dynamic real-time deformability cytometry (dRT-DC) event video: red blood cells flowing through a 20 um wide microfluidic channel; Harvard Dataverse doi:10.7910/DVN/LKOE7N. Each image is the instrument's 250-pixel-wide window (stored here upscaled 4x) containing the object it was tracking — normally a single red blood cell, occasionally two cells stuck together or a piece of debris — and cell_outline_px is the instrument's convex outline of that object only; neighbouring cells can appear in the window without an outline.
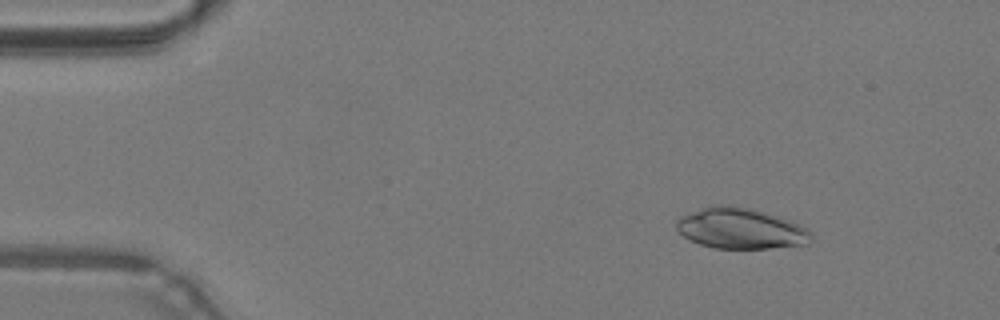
{"species": "common noctule bat (a hibernating species)", "species_latin": "Nyctalus noctula", "temperature_condition": "warm", "stored_images_in_passage": 47, "camera_frame_rate_fps": 3000, "um_per_image_px": 0.085, "animal": {"sex": "male", "body_mass_g": 19.2, "forearm_length_mm": 51.8}, "frame": {"image": 1, "passage_image": 6, "time_ms": 1.667, "image_size_px": [1000, 320], "cell_outline_px": [[812, 240], [808, 244], [768, 248], [716, 248], [700, 244], [684, 236], [676, 228], [676, 220], [680, 216], [712, 204], [732, 204], [752, 208], [788, 220], [808, 228], [812, 232]], "centroid_in_image_um": [62.96, 19.4], "position_along_channel_um": 22.0, "area_um2": 32.08}}